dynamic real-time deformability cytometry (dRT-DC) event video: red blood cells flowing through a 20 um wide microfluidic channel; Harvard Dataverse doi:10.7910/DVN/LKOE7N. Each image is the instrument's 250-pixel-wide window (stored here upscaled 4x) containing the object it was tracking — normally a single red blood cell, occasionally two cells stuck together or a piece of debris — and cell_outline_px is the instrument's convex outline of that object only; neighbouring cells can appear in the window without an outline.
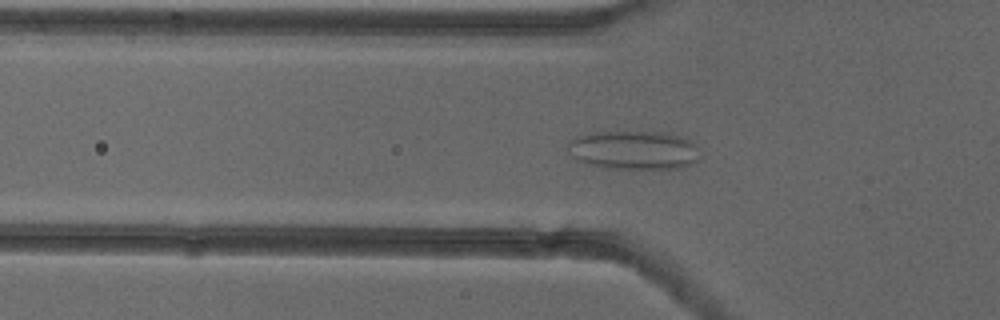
{"species": "common noctule bat (a hibernating species)", "species_latin": "Nyctalus noctula", "temperature_condition": "cold", "stored_images_in_passage": 50, "camera_frame_rate_fps": 3000, "um_per_image_px": 0.085, "animal": {"sex": "female"}, "frame": {"image": 1, "passage_image": 18, "time_ms": 5.667, "image_size_px": [1000, 320], "cell_outline_px": [[700, 160], [684, 168], [604, 168], [588, 164], [576, 160], [568, 152], [568, 140], [576, 136], [592, 132], [668, 132], [684, 136], [692, 140], [700, 156]], "centroid_in_image_um": [53.89, 12.75], "position_along_channel_um": 71.9, "area_um2": 30.35}}
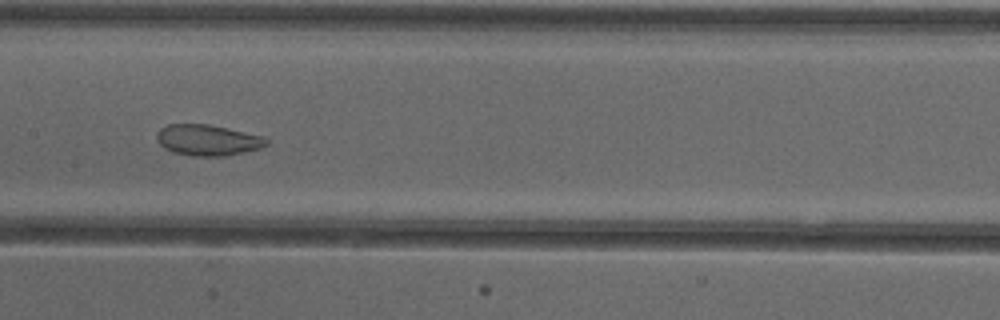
{"frame": {"image": 2, "passage_image": 27, "time_ms": 8.667, "image_size_px": [1000, 320], "cell_outline_px": [[268, 144], [260, 148], [224, 156], [192, 156], [172, 152], [164, 148], [156, 140], [156, 136], [160, 128], [168, 124], [208, 124], [264, 136], [268, 140]], "centroid_in_image_um": [17.63, 11.91], "position_along_channel_um": 189.8, "area_um2": 19.77}}
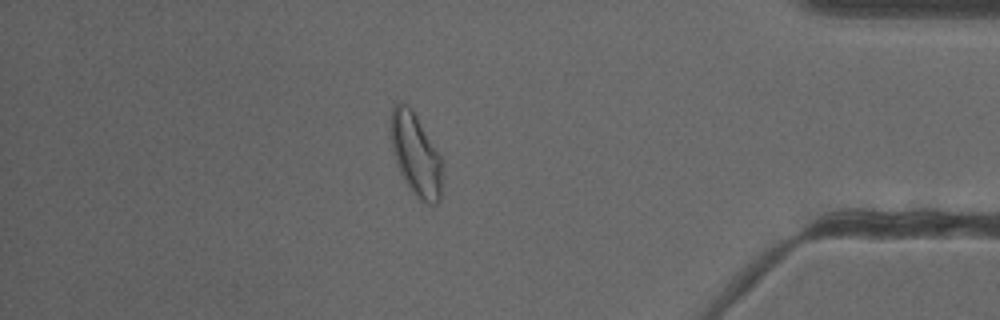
{"frame": {"image": 3, "passage_image": 46, "time_ms": 15.0, "image_size_px": [1000, 320], "cell_outline_px": [[440, 200], [436, 204], [428, 204], [420, 200], [412, 192], [404, 180], [396, 164], [392, 148], [388, 128], [392, 108], [396, 104], [404, 104], [416, 116], [440, 156]], "centroid_in_image_um": [35.28, 13.16], "position_along_channel_um": 399.9, "area_um2": 24.22}}